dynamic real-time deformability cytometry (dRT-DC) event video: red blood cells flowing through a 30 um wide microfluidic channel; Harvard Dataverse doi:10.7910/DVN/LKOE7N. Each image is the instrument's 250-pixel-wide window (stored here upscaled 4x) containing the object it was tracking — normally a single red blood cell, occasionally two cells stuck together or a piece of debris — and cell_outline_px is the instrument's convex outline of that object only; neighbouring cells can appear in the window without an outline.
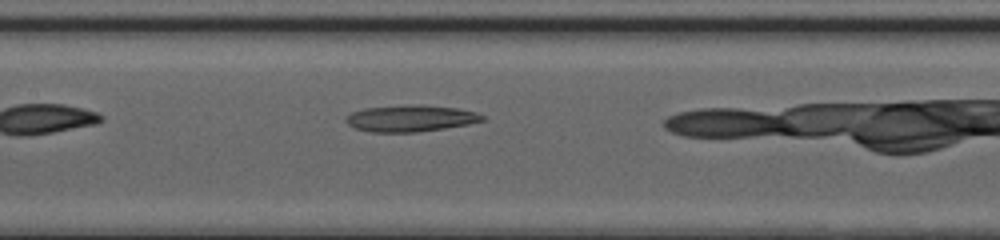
{"species": "common noctule bat (a hibernating species)", "species_latin": "Nyctalus noctula", "temperature_condition": "cold", "stored_images_in_passage": 24, "camera_frame_rate_fps": 3000, "um_per_image_px": 0.085, "animal": {"sex": "female", "body_mass_g": 20.0, "forearm_length_mm": 54.0}, "frame": {"image": 1, "passage_image": 8, "time_ms": 2.333, "image_size_px": [1000, 240], "cell_outline_px": [[484, 120], [468, 124], [444, 128], [416, 132], [372, 132], [356, 128], [348, 124], [344, 120], [352, 112], [364, 108], [416, 104], [420, 104], [456, 108], [476, 112], [484, 116]], "centroid_in_image_um": [34.9, 10.05], "position_along_channel_um": 172.5, "area_um2": 20.92}}
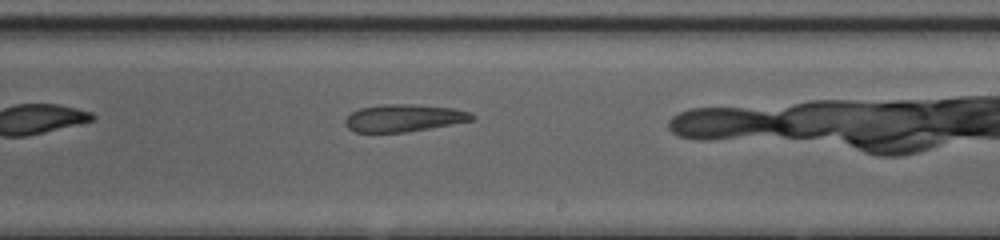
{"frame": {"image": 2, "passage_image": 14, "time_ms": 4.333, "image_size_px": [1000, 240], "cell_outline_px": [[476, 120], [408, 132], [356, 132], [348, 128], [344, 124], [344, 120], [352, 112], [360, 108], [384, 104], [408, 104], [452, 108], [472, 112], [476, 116]], "centroid_in_image_um": [34.37, 10.03], "position_along_channel_um": 254.6, "area_um2": 20.29}}
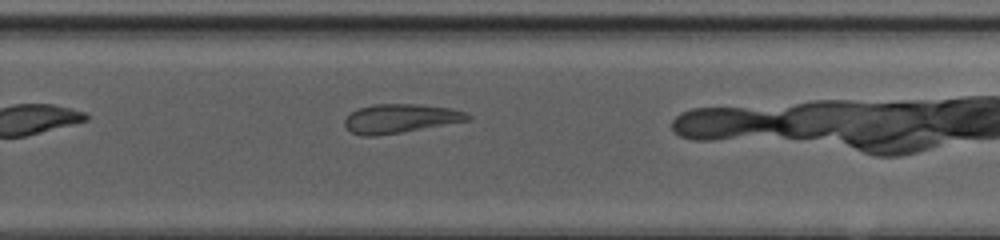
{"frame": {"image": 3, "passage_image": 17, "time_ms": 5.333, "image_size_px": [1000, 240], "cell_outline_px": [[472, 120], [376, 136], [364, 136], [352, 132], [344, 124], [344, 120], [352, 112], [360, 108], [372, 104], [416, 104], [452, 108], [464, 112], [472, 116]], "centroid_in_image_um": [34.06, 10.07], "position_along_channel_um": 295.7, "area_um2": 20.58}}